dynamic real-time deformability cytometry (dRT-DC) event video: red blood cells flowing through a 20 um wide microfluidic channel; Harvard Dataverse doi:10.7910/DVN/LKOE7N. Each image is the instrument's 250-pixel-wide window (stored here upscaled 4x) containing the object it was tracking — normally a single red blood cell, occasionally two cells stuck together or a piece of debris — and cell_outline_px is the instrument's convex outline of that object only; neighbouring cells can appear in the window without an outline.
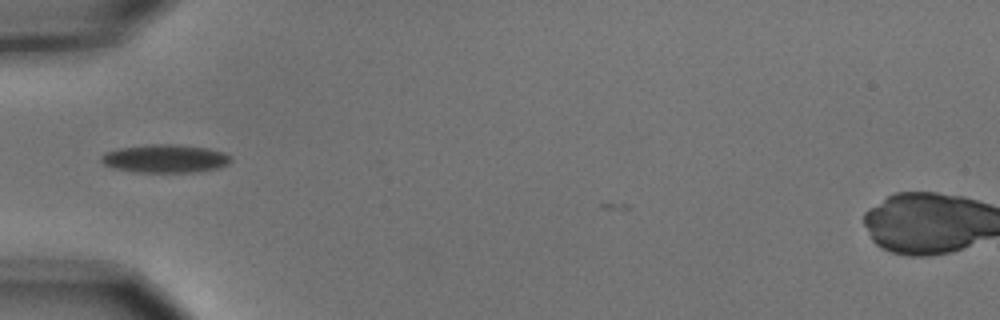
{"species": "common noctule bat (a hibernating species)", "species_latin": "Nyctalus noctula", "temperature_condition": "cold", "stored_images_in_passage": 8, "camera_frame_rate_fps": 3000, "um_per_image_px": 0.085, "animal": {"sex": "male", "body_mass_g": 15.6}, "frame": {"image": 1, "passage_image": 5, "time_ms": 1.333, "image_size_px": [1000, 320], "cell_outline_px": [[232, 160], [228, 164], [220, 168], [196, 172], [132, 172], [112, 168], [104, 164], [100, 160], [100, 156], [104, 152], [120, 148], [152, 144], [176, 144], [208, 148], [220, 152], [228, 156]], "centroid_in_image_um": [14.0, 13.49], "position_along_channel_um": 71.0, "area_um2": 21.39}}